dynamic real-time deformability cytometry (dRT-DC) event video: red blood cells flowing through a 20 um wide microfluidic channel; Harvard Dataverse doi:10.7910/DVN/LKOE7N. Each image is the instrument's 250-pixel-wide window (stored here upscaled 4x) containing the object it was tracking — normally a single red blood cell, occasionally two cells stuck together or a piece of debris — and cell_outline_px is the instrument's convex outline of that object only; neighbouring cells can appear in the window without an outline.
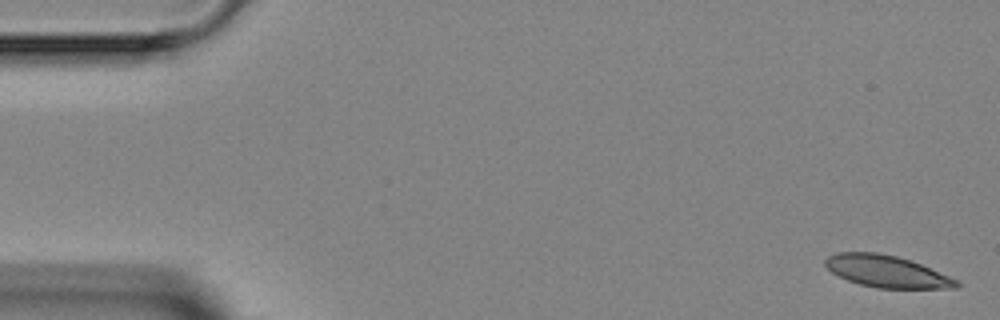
{"species": "Egyptian fruit bat (a non-hibernating species)", "species_latin": "Rousettus aegyptiacus", "temperature_condition": "room temperature", "stored_images_in_passage": 5, "segment_of_instrument_passage": [2, 2], "camera_frame_rate_fps": 3000, "um_per_image_px": 0.085, "animal": {"sex": "female"}, "frame": {"image": 1, "passage_image": 5, "time_ms": 4.667, "image_size_px": [1000, 320], "cell_outline_px": [[960, 288], [876, 288], [860, 284], [848, 280], [832, 272], [824, 264], [824, 260], [828, 256], [836, 252], [876, 252], [896, 256], [920, 264], [960, 280]], "centroid_in_image_um": [75.38, 23.07], "position_along_channel_um": 9.6, "area_um2": 24.33}}